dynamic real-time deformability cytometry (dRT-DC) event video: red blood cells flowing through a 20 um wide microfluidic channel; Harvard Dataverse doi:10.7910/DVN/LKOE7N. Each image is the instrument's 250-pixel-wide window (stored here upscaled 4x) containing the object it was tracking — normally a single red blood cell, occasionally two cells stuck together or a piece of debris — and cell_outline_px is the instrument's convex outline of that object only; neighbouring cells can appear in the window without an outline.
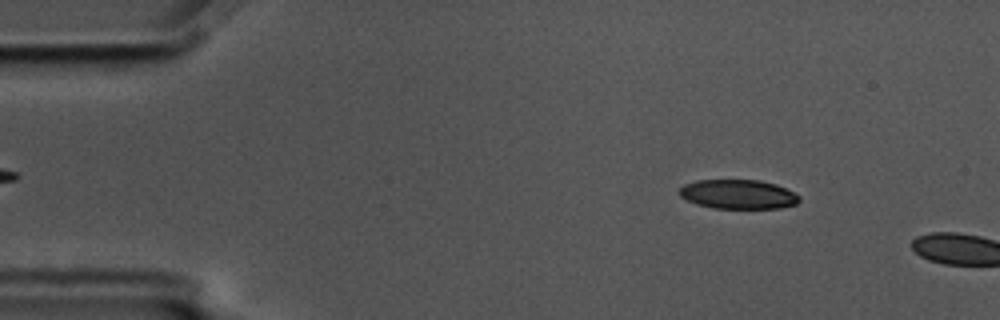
{"species": "common noctule bat (a hibernating species)", "species_latin": "Nyctalus noctula", "temperature_condition": "cold", "stored_images_in_passage": 9, "camera_frame_rate_fps": 3000, "um_per_image_px": 0.085, "animal": {"sex": "male", "body_mass_g": 17.5, "forearm_length_mm": 52.3}, "frame": {"image": 1, "passage_image": 7, "time_ms": 2.0, "image_size_px": [1000, 320], "cell_outline_px": [[800, 200], [796, 204], [780, 208], [712, 208], [696, 204], [680, 196], [676, 192], [684, 184], [696, 180], [760, 180], [776, 184], [800, 196]], "centroid_in_image_um": [62.71, 16.51], "position_along_channel_um": 22.3, "area_um2": 20.52}}